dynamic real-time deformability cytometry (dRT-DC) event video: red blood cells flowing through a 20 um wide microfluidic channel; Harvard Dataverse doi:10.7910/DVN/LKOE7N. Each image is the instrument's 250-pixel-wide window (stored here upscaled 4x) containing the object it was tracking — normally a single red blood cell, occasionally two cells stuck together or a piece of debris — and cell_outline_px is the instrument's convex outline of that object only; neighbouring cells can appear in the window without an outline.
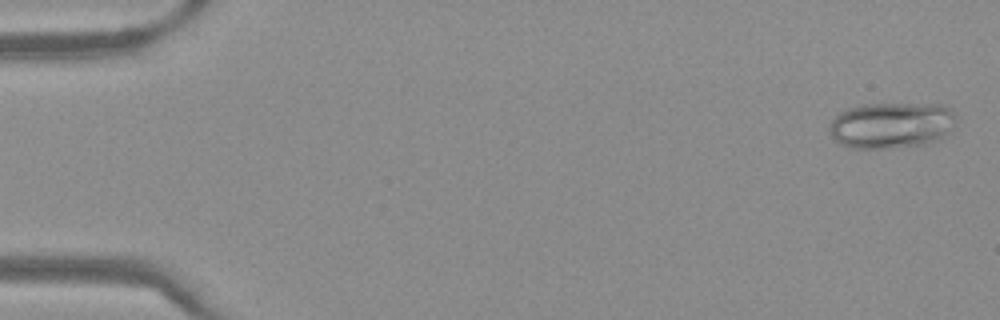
{"species": "Egyptian fruit bat (a non-hibernating species)", "species_latin": "Rousettus aegyptiacus", "temperature_condition": "warm", "stored_images_in_passage": 51, "camera_frame_rate_fps": 3000, "um_per_image_px": 0.085, "frame": {"image": 1, "passage_image": 2, "time_ms": 0.333, "image_size_px": [1000, 320], "cell_outline_px": [[956, 116], [952, 128], [940, 140], [928, 144], [884, 148], [852, 148], [840, 144], [828, 132], [828, 124], [844, 108], [864, 104], [944, 104], [952, 108]], "centroid_in_image_um": [75.77, 10.63], "position_along_channel_um": 9.2, "area_um2": 34.51}}
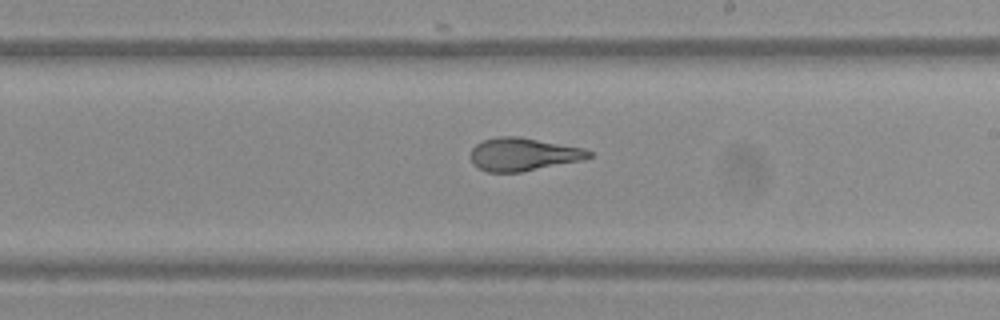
{"frame": {"image": 2, "passage_image": 30, "time_ms": 9.667, "image_size_px": [1000, 320], "cell_outline_px": [[592, 156], [584, 160], [520, 172], [488, 172], [472, 164], [472, 148], [476, 144], [484, 140], [496, 136], [520, 136], [584, 148], [592, 152]], "centroid_in_image_um": [44.5, 13.11], "position_along_channel_um": 244.5, "area_um2": 22.77}}
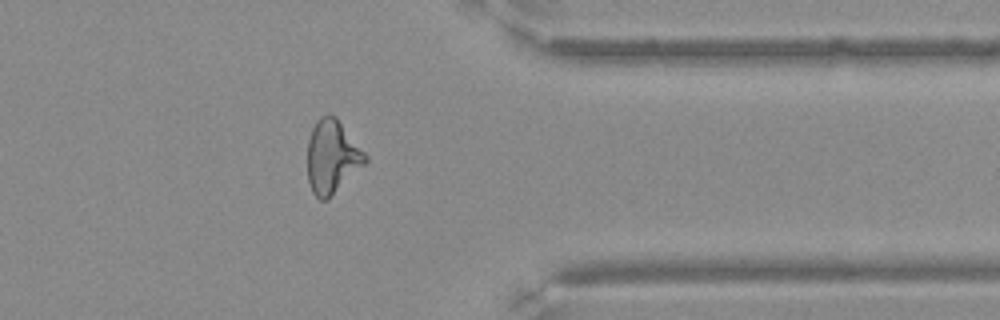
{"frame": {"image": 3, "passage_image": 41, "time_ms": 13.333, "image_size_px": [1000, 320], "cell_outline_px": [[368, 160], [328, 200], [320, 200], [312, 192], [308, 180], [308, 140], [312, 128], [316, 120], [320, 116], [336, 116], [368, 156]], "centroid_in_image_um": [28.22, 13.33], "position_along_channel_um": 383.2, "area_um2": 24.57}}